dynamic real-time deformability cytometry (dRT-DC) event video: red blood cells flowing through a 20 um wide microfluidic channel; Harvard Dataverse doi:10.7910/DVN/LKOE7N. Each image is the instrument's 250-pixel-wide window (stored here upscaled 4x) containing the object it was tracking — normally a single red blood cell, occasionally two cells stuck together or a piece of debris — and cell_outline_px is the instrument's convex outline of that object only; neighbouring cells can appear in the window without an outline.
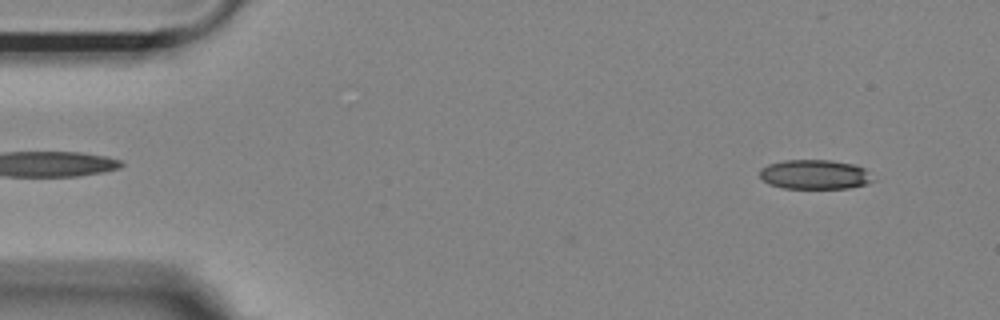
{"species": "Egyptian fruit bat (a non-hibernating species)", "species_latin": "Rousettus aegyptiacus", "temperature_condition": "room temperature", "stored_images_in_passage": 4, "camera_frame_rate_fps": 3000, "um_per_image_px": 0.085, "animal": {"sex": "female"}, "frame": {"image": 1, "passage_image": 4, "time_ms": 1.0, "image_size_px": [1000, 320], "cell_outline_px": [[876, 180], [864, 184], [848, 188], [784, 188], [768, 184], [760, 176], [760, 168], [768, 164], [784, 160], [832, 160], [852, 164], [864, 168]], "centroid_in_image_um": [69.24, 14.83], "position_along_channel_um": 15.8, "area_um2": 19.42}}